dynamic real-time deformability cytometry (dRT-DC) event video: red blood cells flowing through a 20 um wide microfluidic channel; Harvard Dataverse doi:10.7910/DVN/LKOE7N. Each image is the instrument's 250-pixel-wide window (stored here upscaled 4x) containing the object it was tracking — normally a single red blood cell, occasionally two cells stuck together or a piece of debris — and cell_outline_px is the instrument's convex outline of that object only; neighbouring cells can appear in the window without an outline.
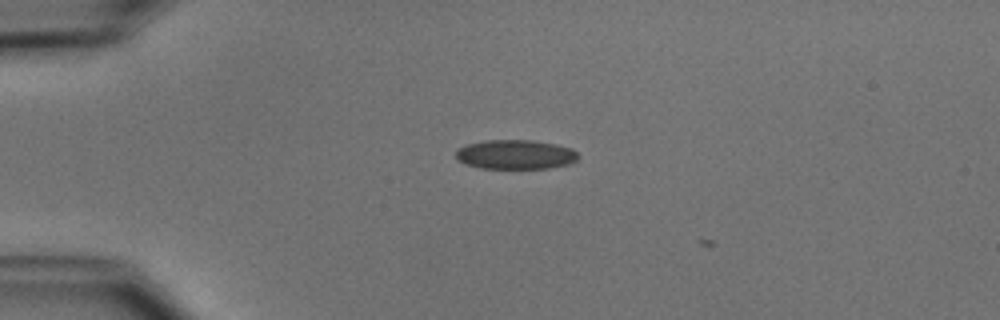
{"species": "common noctule bat (a hibernating species)", "species_latin": "Nyctalus noctula", "temperature_condition": "cold", "stored_images_in_passage": 6, "camera_frame_rate_fps": 3000, "um_per_image_px": 0.085, "animal": {"sex": "male", "body_mass_g": 15.6}, "frame": {"image": 1, "passage_image": 5, "time_ms": 1.333, "image_size_px": [1000, 320], "cell_outline_px": [[576, 160], [572, 164], [548, 168], [480, 168], [464, 164], [456, 160], [456, 148], [464, 144], [484, 140], [532, 140], [556, 144], [572, 148], [576, 152]], "centroid_in_image_um": [43.76, 13.13], "position_along_channel_um": 41.2, "area_um2": 21.21}}